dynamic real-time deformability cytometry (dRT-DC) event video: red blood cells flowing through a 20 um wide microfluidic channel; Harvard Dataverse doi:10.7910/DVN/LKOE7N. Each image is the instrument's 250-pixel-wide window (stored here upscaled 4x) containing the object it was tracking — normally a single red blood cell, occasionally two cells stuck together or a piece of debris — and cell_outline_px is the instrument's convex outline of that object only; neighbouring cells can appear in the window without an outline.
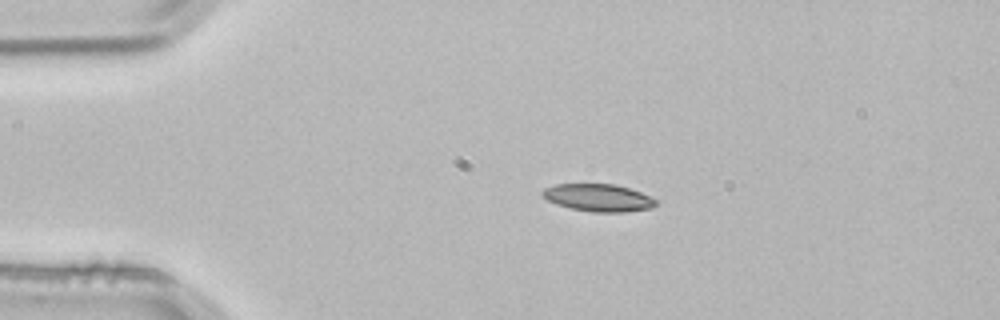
{"species": "common noctule bat (a hibernating species)", "species_latin": "Nyctalus noctula", "temperature_condition": "room temperature", "stored_images_in_passage": 3, "camera_frame_rate_fps": 3000, "um_per_image_px": 0.085, "animal": {"sex": "male", "body_mass_g": 21.5, "forearm_length_mm": 52.0}, "frame": {"image": 1, "passage_image": 2, "time_ms": 0.333, "image_size_px": [1000, 320], "cell_outline_px": [[656, 204], [652, 208], [624, 212], [592, 212], [572, 208], [556, 204], [548, 200], [540, 192], [544, 188], [556, 184], [616, 184], [640, 192], [656, 200]], "centroid_in_image_um": [50.85, 16.8], "position_along_channel_um": 34.2, "area_um2": 17.98}}